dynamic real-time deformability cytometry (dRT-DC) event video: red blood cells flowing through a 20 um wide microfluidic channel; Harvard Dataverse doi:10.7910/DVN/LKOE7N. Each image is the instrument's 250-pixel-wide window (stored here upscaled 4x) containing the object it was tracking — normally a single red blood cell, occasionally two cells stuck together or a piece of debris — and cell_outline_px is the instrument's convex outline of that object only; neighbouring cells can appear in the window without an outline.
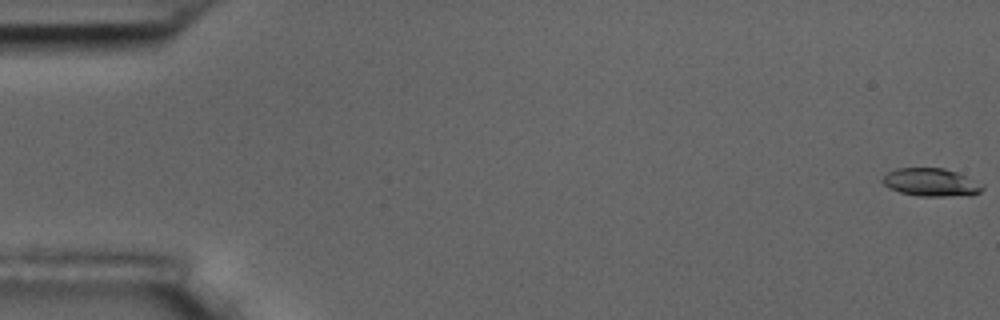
{"species": "common noctule bat (a hibernating species)", "species_latin": "Nyctalus noctula", "temperature_condition": "room temperature", "stored_images_in_passage": 5, "camera_frame_rate_fps": 3000, "um_per_image_px": 0.085, "animal": {"sex": "male", "body_mass_g": 17.5, "forearm_length_mm": 52.3}, "frame": {"image": 1, "passage_image": 1, "time_ms": 0.0, "image_size_px": [1000, 320], "cell_outline_px": [[984, 188], [980, 192], [972, 196], [920, 196], [900, 192], [888, 188], [880, 180], [888, 172], [896, 168], [944, 168], [956, 172], [984, 184]], "centroid_in_image_um": [79.16, 15.51], "position_along_channel_um": 5.8, "area_um2": 16.47}}
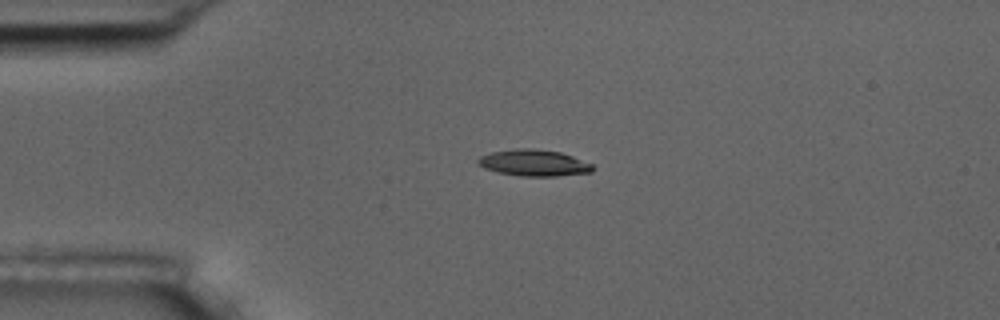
{"frame": {"image": 2, "passage_image": 5, "time_ms": 4.333, "image_size_px": [1000, 320], "cell_outline_px": [[596, 168], [592, 172], [556, 176], [520, 176], [500, 172], [484, 168], [476, 160], [480, 156], [492, 152], [516, 148], [532, 148], [560, 152], [572, 156], [592, 164]], "centroid_in_image_um": [45.4, 13.84], "position_along_channel_um": 39.6, "area_um2": 17.57}}